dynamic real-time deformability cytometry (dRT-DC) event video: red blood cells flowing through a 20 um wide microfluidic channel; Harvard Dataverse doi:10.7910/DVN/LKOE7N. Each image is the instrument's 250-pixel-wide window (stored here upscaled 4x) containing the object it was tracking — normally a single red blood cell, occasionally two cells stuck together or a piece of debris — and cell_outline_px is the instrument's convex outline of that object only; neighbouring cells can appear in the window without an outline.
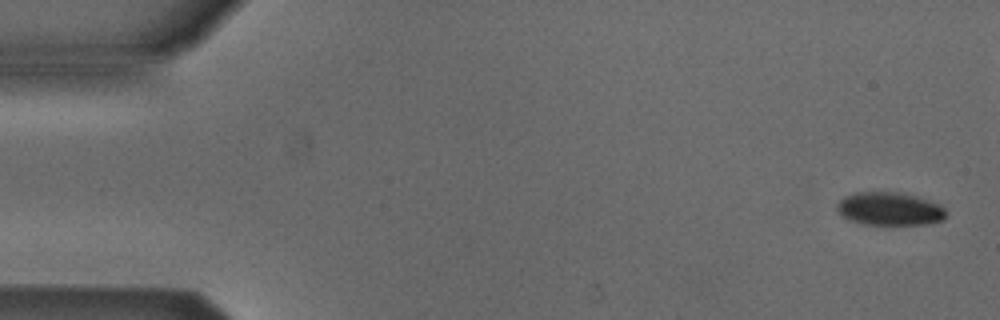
{"species": "Egyptian fruit bat (a non-hibernating species)", "species_latin": "Rousettus aegyptiacus", "temperature_condition": "cold", "stored_images_in_passage": 7, "camera_frame_rate_fps": 3000, "um_per_image_px": 0.085, "animal": {"sex": "male"}, "frame": {"image": 1, "passage_image": 1, "time_ms": 0.0, "image_size_px": [1000, 320], "cell_outline_px": [[948, 216], [944, 220], [932, 224], [864, 224], [852, 220], [844, 216], [836, 208], [836, 204], [844, 196], [856, 192], [896, 192], [916, 196], [940, 204], [944, 208]], "centroid_in_image_um": [75.67, 17.75], "position_along_channel_um": 9.3, "area_um2": 21.04}}
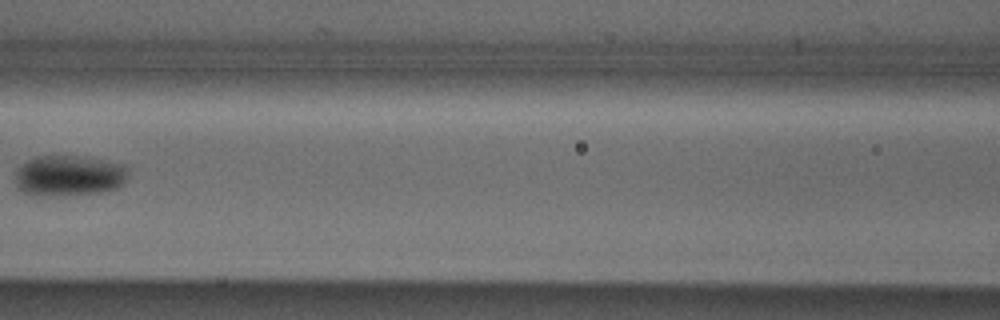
{"frame": {"image": 2, "passage_image": 7, "time_ms": 2.0, "image_size_px": [1000, 320], "cell_outline_px": [[128, 176], [124, 184], [120, 188], [104, 192], [48, 196], [32, 196], [16, 188], [16, 172], [28, 160], [36, 156], [76, 156], [124, 164], [128, 168]], "centroid_in_image_um": [5.89, 14.95], "position_along_channel_um": 160.7, "area_um2": 26.99}}